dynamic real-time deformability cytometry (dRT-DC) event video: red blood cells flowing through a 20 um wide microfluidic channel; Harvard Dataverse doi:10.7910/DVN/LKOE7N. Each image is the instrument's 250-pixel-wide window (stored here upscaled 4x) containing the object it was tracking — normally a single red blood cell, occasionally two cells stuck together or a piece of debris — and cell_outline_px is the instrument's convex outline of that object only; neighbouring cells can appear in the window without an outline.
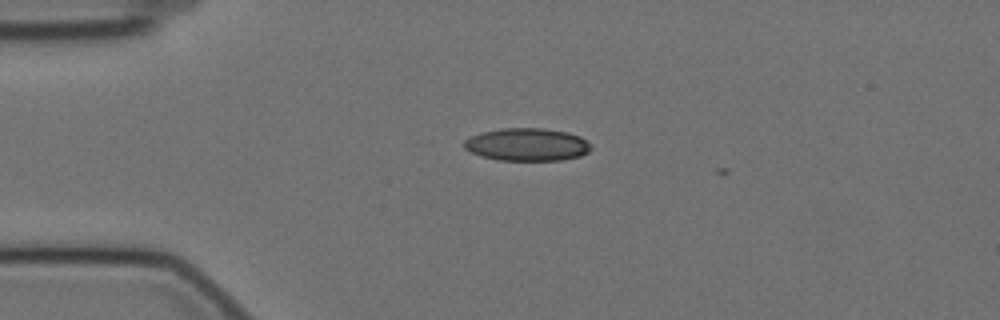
{"species": "Egyptian fruit bat (a non-hibernating species)", "species_latin": "Rousettus aegyptiacus", "temperature_condition": "cold", "stored_images_in_passage": 2, "camera_frame_rate_fps": 3000, "um_per_image_px": 0.085, "animal": {"sex": "female"}, "frame": {"image": 1, "passage_image": 1, "time_ms": 0.0, "image_size_px": [1000, 320], "cell_outline_px": [[592, 148], [588, 152], [580, 156], [560, 160], [500, 160], [480, 156], [464, 148], [464, 140], [480, 132], [504, 128], [544, 128], [568, 132], [580, 136], [588, 140]], "centroid_in_image_um": [44.83, 12.28], "position_along_channel_um": 40.2, "area_um2": 24.28}}